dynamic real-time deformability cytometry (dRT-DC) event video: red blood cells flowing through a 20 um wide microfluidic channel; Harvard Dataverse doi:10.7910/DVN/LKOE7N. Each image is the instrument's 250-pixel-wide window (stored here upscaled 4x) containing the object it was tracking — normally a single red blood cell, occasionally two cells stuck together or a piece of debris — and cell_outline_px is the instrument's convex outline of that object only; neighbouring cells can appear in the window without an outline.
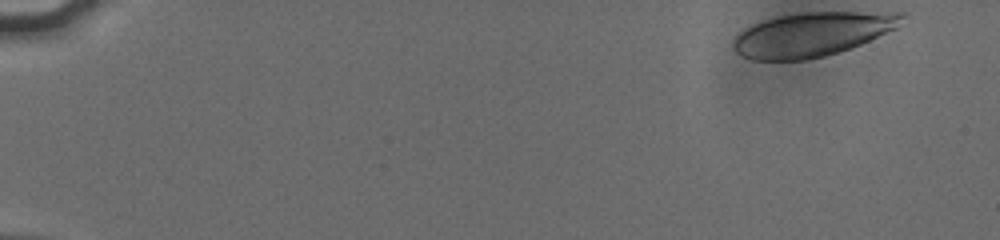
{"species": "human", "species_latin": "Homo sapiens", "temperature_condition": "cold", "stored_images_in_passage": 23, "camera_frame_rate_fps": 3000, "um_per_image_px": 0.085, "donor": {"sex": "male"}, "frame": {"image": 1, "passage_image": 1, "time_ms": 0.0, "image_size_px": [1000, 240], "cell_outline_px": [[908, 16], [896, 28], [860, 44], [840, 52], [824, 56], [804, 60], [752, 60], [740, 56], [736, 52], [732, 44], [732, 40], [744, 28], [752, 24], [776, 16], [804, 12], [904, 12]], "centroid_in_image_um": [69.03, 2.91], "position_along_channel_um": 16.0, "area_um2": 43.52}}
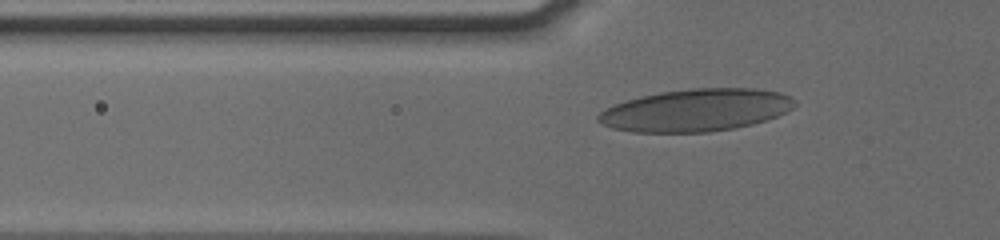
{"frame": {"image": 2, "passage_image": 16, "time_ms": 5.333, "image_size_px": [1000, 240], "cell_outline_px": [[796, 104], [792, 108], [776, 116], [752, 124], [732, 128], [708, 132], [632, 132], [612, 128], [596, 120], [596, 116], [604, 108], [640, 96], [660, 92], [692, 88], [752, 88], [780, 92], [792, 96], [796, 100]], "centroid_in_image_um": [59.15, 9.36], "position_along_channel_um": 66.6, "area_um2": 48.44}}
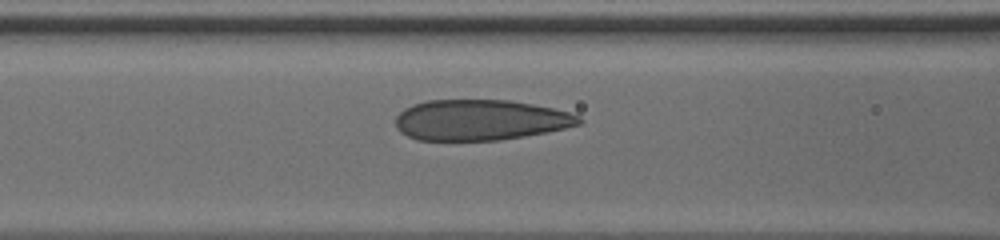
{"frame": {"image": 3, "passage_image": 21, "time_ms": 7.0, "image_size_px": [1000, 240], "cell_outline_px": [[584, 120], [580, 124], [564, 128], [524, 136], [500, 140], [416, 140], [400, 132], [396, 128], [396, 116], [404, 108], [412, 104], [428, 100], [508, 100], [532, 104], [552, 108], [568, 112], [580, 116]], "centroid_in_image_um": [40.79, 10.2], "position_along_channel_um": 125.8, "area_um2": 43.41}}